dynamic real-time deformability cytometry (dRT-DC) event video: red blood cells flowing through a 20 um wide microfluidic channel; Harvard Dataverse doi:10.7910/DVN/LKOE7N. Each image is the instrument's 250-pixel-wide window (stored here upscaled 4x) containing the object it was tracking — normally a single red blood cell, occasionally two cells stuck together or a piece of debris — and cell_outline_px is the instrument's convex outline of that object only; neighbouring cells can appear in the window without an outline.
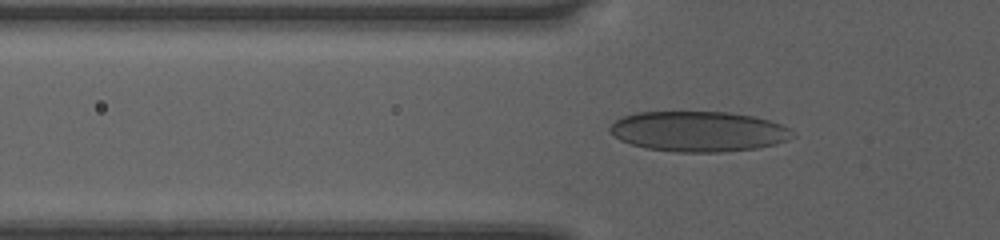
{"species": "human", "species_latin": "Homo sapiens", "temperature_condition": "room temperature", "stored_images_in_passage": 32, "camera_frame_rate_fps": 3000, "um_per_image_px": 0.085, "donor": {"sex": "female"}, "frame": {"image": 1, "passage_image": 2, "time_ms": 0.333, "image_size_px": [1000, 240], "cell_outline_px": [[792, 136], [776, 144], [756, 148], [720, 152], [672, 152], [648, 148], [632, 144], [620, 140], [608, 132], [608, 128], [616, 120], [624, 116], [636, 112], [728, 112], [752, 116], [768, 120], [780, 124], [788, 128]], "centroid_in_image_um": [59.31, 11.17], "position_along_channel_um": 66.5, "area_um2": 42.6}}
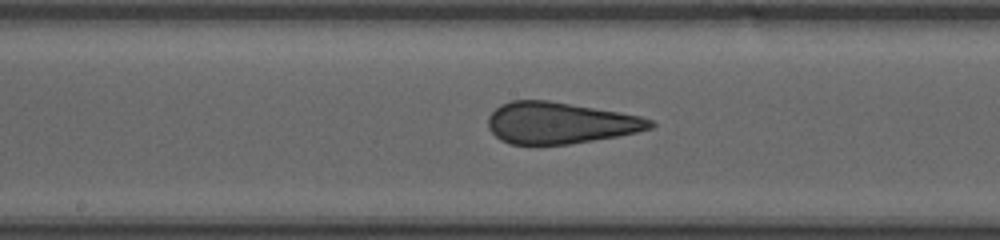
{"frame": {"image": 2, "passage_image": 12, "time_ms": 3.667, "image_size_px": [1000, 240], "cell_outline_px": [[656, 124], [652, 128], [636, 132], [616, 136], [568, 144], [508, 144], [500, 140], [488, 128], [488, 116], [500, 104], [512, 100], [548, 100], [620, 112], [640, 116], [652, 120]], "centroid_in_image_um": [47.57, 10.44], "position_along_channel_um": 200.6, "area_um2": 39.07}}
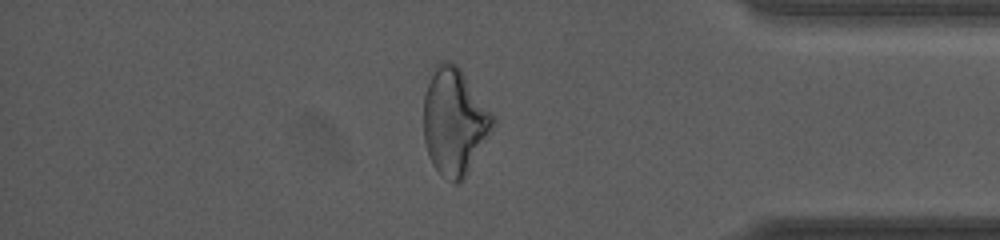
{"frame": {"image": 3, "passage_image": 28, "time_ms": 9.0, "image_size_px": [1000, 240], "cell_outline_px": [[496, 124], [468, 172], [460, 184], [452, 184], [440, 176], [432, 164], [428, 156], [424, 144], [424, 96], [432, 68], [440, 60], [452, 60], [460, 68], [496, 120]], "centroid_in_image_um": [38.6, 10.36], "position_along_channel_um": 396.6, "area_um2": 43.47}}